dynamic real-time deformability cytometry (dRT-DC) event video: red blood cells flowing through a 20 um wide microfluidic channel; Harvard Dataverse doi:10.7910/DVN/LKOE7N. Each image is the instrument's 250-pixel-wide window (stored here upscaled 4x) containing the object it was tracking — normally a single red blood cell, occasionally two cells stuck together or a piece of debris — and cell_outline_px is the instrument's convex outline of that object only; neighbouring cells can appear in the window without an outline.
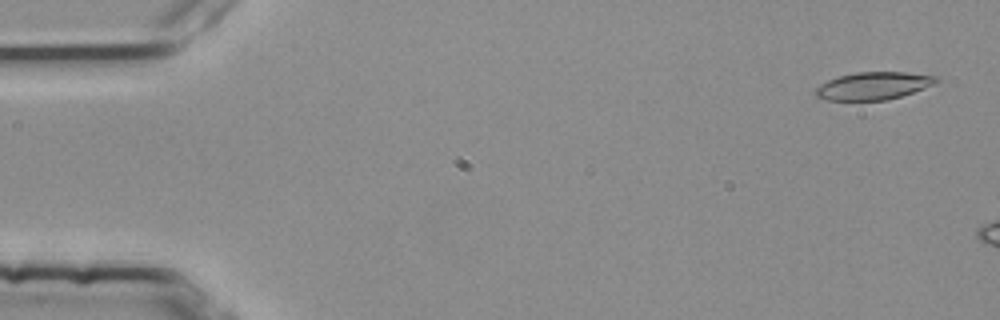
{"species": "common noctule bat (a hibernating species)", "species_latin": "Nyctalus noctula", "temperature_condition": "room temperature", "stored_images_in_passage": 8, "camera_frame_rate_fps": 3000, "um_per_image_px": 0.085, "animal": {"sex": "female", "body_mass_g": 25.1}, "frame": {"image": 1, "passage_image": 2, "time_ms": 0.333, "image_size_px": [1000, 320], "cell_outline_px": [[940, 80], [924, 88], [900, 96], [884, 100], [828, 100], [816, 96], [816, 88], [820, 84], [828, 80], [840, 76], [856, 72], [904, 72], [936, 76]], "centroid_in_image_um": [74.23, 7.29], "position_along_channel_um": 10.8, "area_um2": 19.07}}